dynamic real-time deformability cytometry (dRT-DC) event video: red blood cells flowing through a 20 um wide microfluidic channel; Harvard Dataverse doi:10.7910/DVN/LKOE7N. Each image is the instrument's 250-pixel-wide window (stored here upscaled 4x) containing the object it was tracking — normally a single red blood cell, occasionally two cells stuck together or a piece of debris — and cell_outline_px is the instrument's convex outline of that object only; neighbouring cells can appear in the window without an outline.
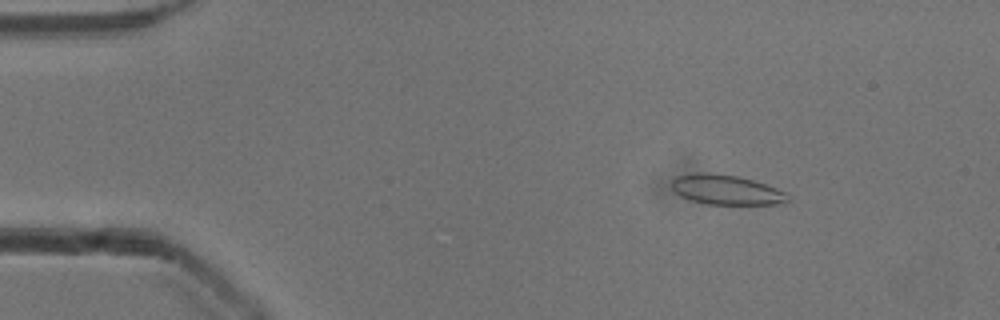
{"species": "common noctule bat (a hibernating species)", "species_latin": "Nyctalus noctula", "temperature_condition": "cold", "stored_images_in_passage": 48, "camera_frame_rate_fps": 3000, "um_per_image_px": 0.085, "animal": {"sex": "male", "body_mass_g": 13.3}, "frame": {"image": 1, "passage_image": 3, "time_ms": 0.667, "image_size_px": [1000, 320], "cell_outline_px": [[792, 200], [784, 204], [708, 204], [692, 200], [680, 196], [672, 188], [672, 180], [676, 176], [696, 172], [708, 172], [736, 176], [752, 180], [776, 188], [784, 192]], "centroid_in_image_um": [61.73, 16.13], "position_along_channel_um": 23.3, "area_um2": 20.11}}
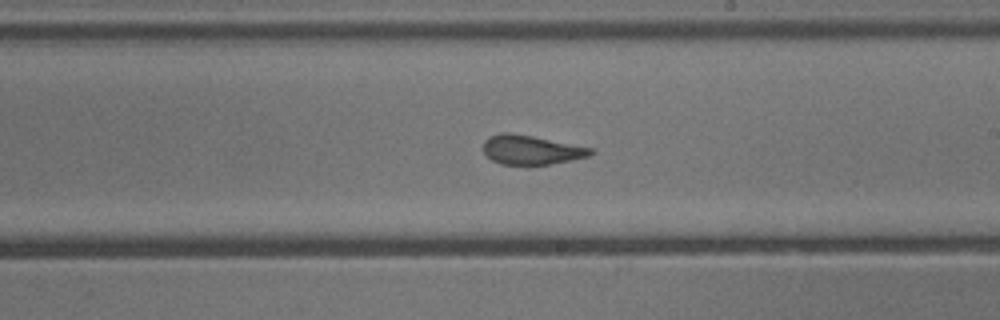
{"frame": {"image": 2, "passage_image": 26, "time_ms": 8.333, "image_size_px": [1000, 320], "cell_outline_px": [[596, 152], [588, 156], [528, 168], [500, 164], [492, 160], [484, 152], [484, 140], [488, 136], [500, 132], [508, 132], [532, 136], [592, 148]], "centroid_in_image_um": [45.1, 12.77], "position_along_channel_um": 243.9, "area_um2": 18.73}}
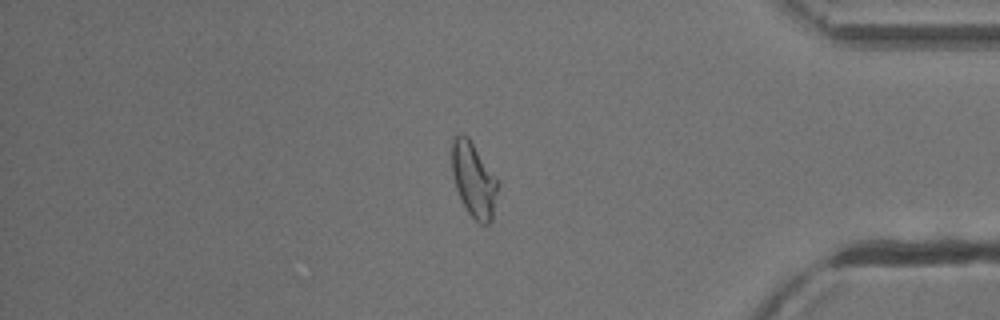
{"frame": {"image": 3, "passage_image": 40, "time_ms": 13.0, "image_size_px": [1000, 320], "cell_outline_px": [[496, 192], [492, 220], [488, 224], [480, 224], [468, 212], [456, 188], [452, 172], [452, 136], [460, 132], [468, 136], [496, 180]], "centroid_in_image_um": [40.21, 15.24], "position_along_channel_um": 395.0, "area_um2": 19.31}, "authors_computed_cell_mechanics": {"area_um2": 19.6809, "velocity_mm_per_s": 3.8781, "shape_relaxation_time_tau1_ms": 10.7197, "shape_relaxation_time_tau2_ms": 1.02, "deformation_change_tau1": 0.1821, "deformation_change_tau2": 0.0859}}